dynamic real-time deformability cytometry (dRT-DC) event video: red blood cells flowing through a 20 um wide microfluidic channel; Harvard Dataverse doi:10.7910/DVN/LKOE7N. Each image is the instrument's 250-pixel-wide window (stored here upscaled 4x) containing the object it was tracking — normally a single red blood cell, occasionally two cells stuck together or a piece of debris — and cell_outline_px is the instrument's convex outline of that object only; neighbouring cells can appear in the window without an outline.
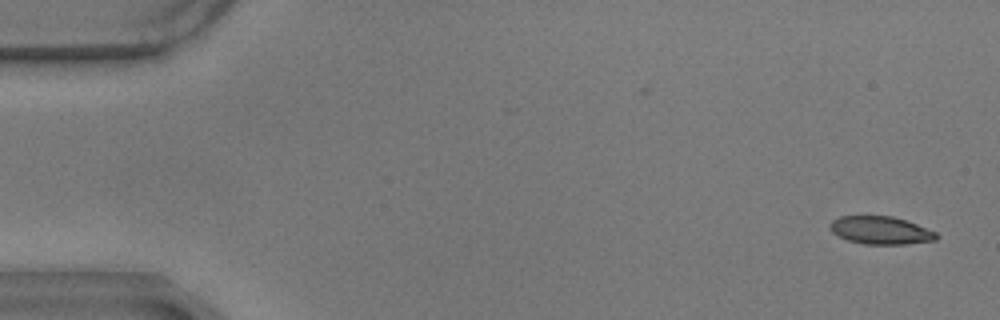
{"species": "common noctule bat (a hibernating species)", "species_latin": "Nyctalus noctula", "temperature_condition": "warm", "stored_images_in_passage": 13, "camera_frame_rate_fps": 3000, "um_per_image_px": 0.085, "animal": {"sex": "male", "body_mass_g": 17.9}, "frame": {"image": 1, "passage_image": 2, "time_ms": 0.333, "image_size_px": [1000, 320], "cell_outline_px": [[940, 236], [936, 240], [904, 244], [864, 244], [848, 240], [832, 232], [828, 228], [828, 224], [832, 220], [840, 216], [892, 216], [916, 224], [936, 232]], "centroid_in_image_um": [74.83, 19.57], "position_along_channel_um": 10.2, "area_um2": 17.22}}